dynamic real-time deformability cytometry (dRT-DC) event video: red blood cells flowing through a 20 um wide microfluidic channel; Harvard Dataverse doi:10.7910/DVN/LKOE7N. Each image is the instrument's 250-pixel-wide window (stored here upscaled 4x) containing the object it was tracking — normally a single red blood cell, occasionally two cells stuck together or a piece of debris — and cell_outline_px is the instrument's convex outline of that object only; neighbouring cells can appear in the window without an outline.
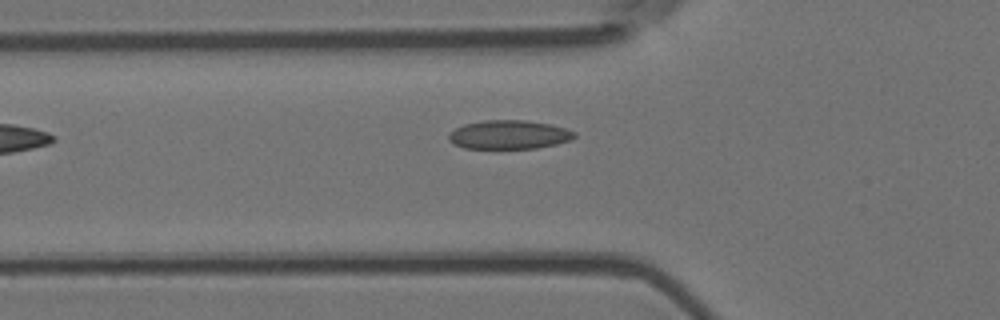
{"species": "Egyptian fruit bat (a non-hibernating species)", "species_latin": "Rousettus aegyptiacus", "temperature_condition": "room temperature", "stored_images_in_passage": 6, "camera_frame_rate_fps": 3000, "um_per_image_px": 0.085, "animal": {"sex": "female"}, "frame": {"image": 1, "passage_image": 6, "time_ms": 1.667, "image_size_px": [1000, 320], "cell_outline_px": [[576, 136], [572, 140], [556, 144], [536, 148], [464, 148], [448, 140], [448, 136], [456, 128], [464, 124], [484, 120], [524, 120], [552, 124], [576, 132]], "centroid_in_image_um": [43.3, 11.44], "position_along_channel_um": 82.5, "area_um2": 21.04}}